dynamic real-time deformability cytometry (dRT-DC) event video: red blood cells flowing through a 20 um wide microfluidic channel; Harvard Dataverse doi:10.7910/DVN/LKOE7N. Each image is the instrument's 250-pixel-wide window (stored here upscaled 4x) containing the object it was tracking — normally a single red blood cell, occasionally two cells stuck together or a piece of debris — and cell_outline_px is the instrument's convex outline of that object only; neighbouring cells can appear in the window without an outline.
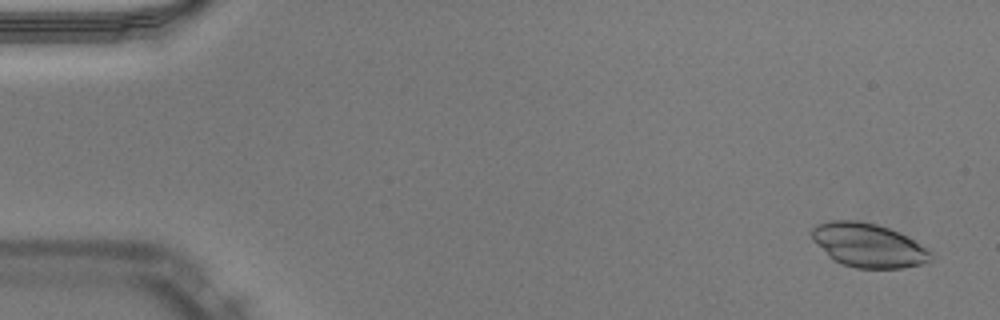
{"species": "Egyptian fruit bat (a non-hibernating species)", "species_latin": "Rousettus aegyptiacus", "temperature_condition": "warm", "stored_images_in_passage": 51, "camera_frame_rate_fps": 3000, "um_per_image_px": 0.085, "animal": {"sex": "male"}, "frame": {"image": 1, "passage_image": 3, "time_ms": 0.667, "image_size_px": [1000, 320], "cell_outline_px": [[932, 260], [920, 264], [904, 268], [856, 268], [844, 264], [828, 256], [812, 240], [812, 228], [816, 224], [832, 220], [856, 220], [876, 224], [888, 228], [928, 248]], "centroid_in_image_um": [73.77, 20.84], "position_along_channel_um": 11.2, "area_um2": 30.06}}
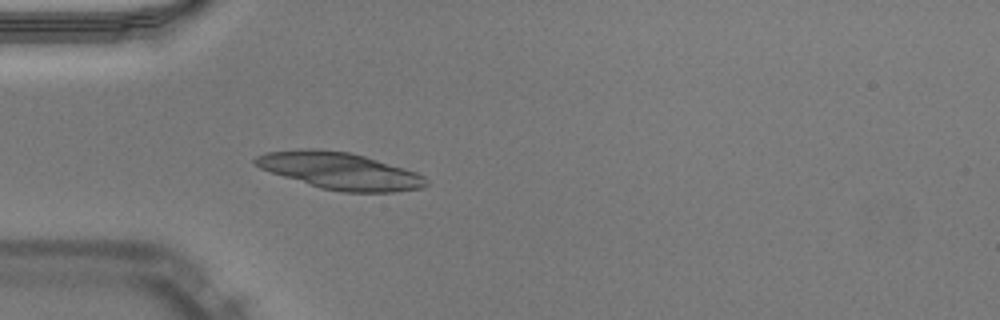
{"frame": {"image": 2, "passage_image": 16, "time_ms": 5.0, "image_size_px": [1000, 320], "cell_outline_px": [[428, 184], [424, 188], [396, 192], [344, 192], [320, 188], [260, 168], [252, 160], [256, 156], [268, 152], [304, 148], [316, 148], [348, 152], [364, 156], [404, 168], [416, 172], [424, 176], [428, 180]], "centroid_in_image_um": [28.92, 14.52], "position_along_channel_um": 56.1, "area_um2": 36.53}}
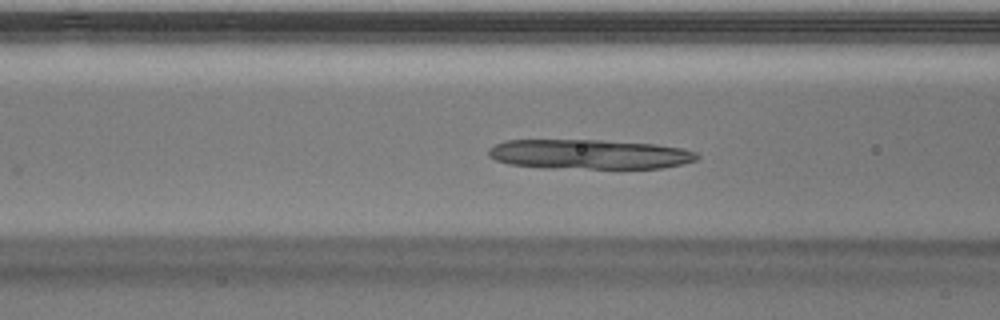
{"frame": {"image": 3, "passage_image": 21, "time_ms": 6.667, "image_size_px": [1000, 320], "cell_outline_px": [[700, 156], [696, 160], [680, 164], [660, 168], [544, 168], [508, 164], [496, 160], [488, 156], [488, 148], [504, 140], [600, 140], [656, 144], [684, 148], [696, 152]], "centroid_in_image_um": [50.06, 13.11], "position_along_channel_um": 116.5, "area_um2": 36.24}}